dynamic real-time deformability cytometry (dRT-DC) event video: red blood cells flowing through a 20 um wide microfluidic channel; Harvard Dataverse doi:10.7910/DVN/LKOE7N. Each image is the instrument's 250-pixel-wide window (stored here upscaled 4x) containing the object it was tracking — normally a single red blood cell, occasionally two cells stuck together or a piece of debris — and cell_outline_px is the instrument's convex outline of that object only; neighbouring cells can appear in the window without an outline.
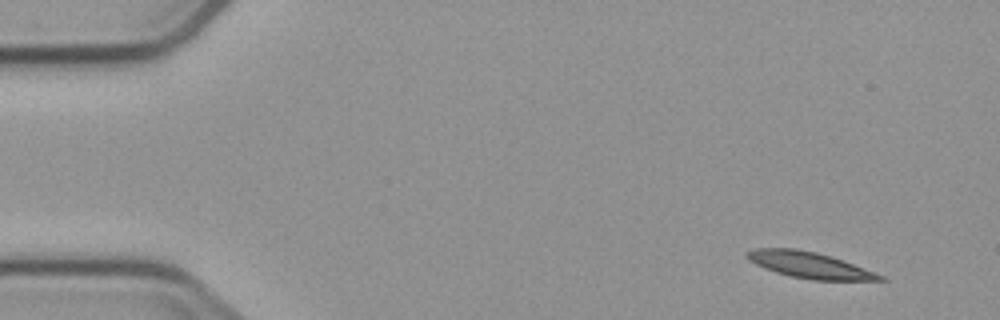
{"species": "common noctule bat (a hibernating species)", "species_latin": "Nyctalus noctula", "temperature_condition": "cold", "stored_images_in_passage": 3, "camera_frame_rate_fps": 3000, "um_per_image_px": 0.085, "animal": {"sex": "male", "body_mass_g": 23.1, "forearm_length_mm": 52.7}, "frame": {"image": 1, "passage_image": 1, "time_ms": 0.0, "image_size_px": [1000, 320], "cell_outline_px": [[888, 280], [812, 280], [788, 276], [764, 268], [748, 260], [744, 256], [744, 252], [752, 248], [796, 248], [816, 252], [832, 256], [884, 276]], "centroid_in_image_um": [68.73, 22.51], "position_along_channel_um": 16.3, "area_um2": 20.35}}